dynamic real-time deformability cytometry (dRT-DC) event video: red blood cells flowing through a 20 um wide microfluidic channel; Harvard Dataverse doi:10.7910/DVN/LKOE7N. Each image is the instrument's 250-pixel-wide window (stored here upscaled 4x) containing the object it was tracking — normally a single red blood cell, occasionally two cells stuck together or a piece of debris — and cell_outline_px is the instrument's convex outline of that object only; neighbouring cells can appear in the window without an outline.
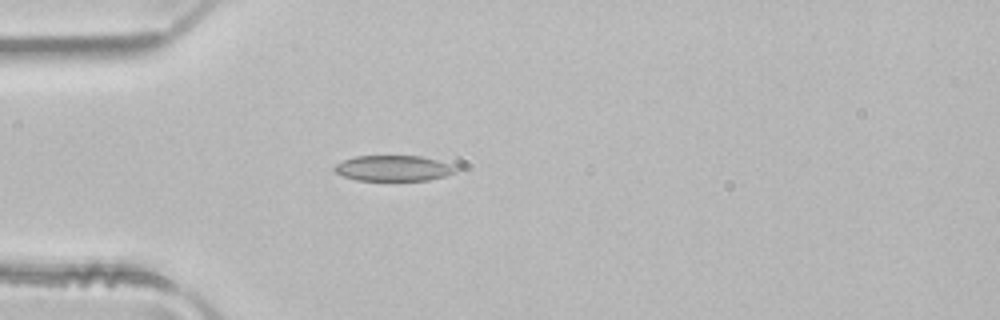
{"species": "common noctule bat (a hibernating species)", "species_latin": "Nyctalus noctula", "temperature_condition": "room temperature", "stored_images_in_passage": 1, "camera_frame_rate_fps": 3000, "um_per_image_px": 0.085, "animal": {"sex": "male", "body_mass_g": 21.5, "forearm_length_mm": 52.0}, "frame": {"image": 1, "passage_image": 1, "time_ms": 0.0, "image_size_px": [1000, 320], "cell_outline_px": [[460, 168], [456, 172], [444, 176], [428, 180], [356, 180], [344, 176], [336, 172], [332, 168], [336, 164], [344, 160], [356, 156], [420, 156], [452, 164]], "centroid_in_image_um": [33.47, 14.3], "position_along_channel_um": 51.5, "area_um2": 18.03}}